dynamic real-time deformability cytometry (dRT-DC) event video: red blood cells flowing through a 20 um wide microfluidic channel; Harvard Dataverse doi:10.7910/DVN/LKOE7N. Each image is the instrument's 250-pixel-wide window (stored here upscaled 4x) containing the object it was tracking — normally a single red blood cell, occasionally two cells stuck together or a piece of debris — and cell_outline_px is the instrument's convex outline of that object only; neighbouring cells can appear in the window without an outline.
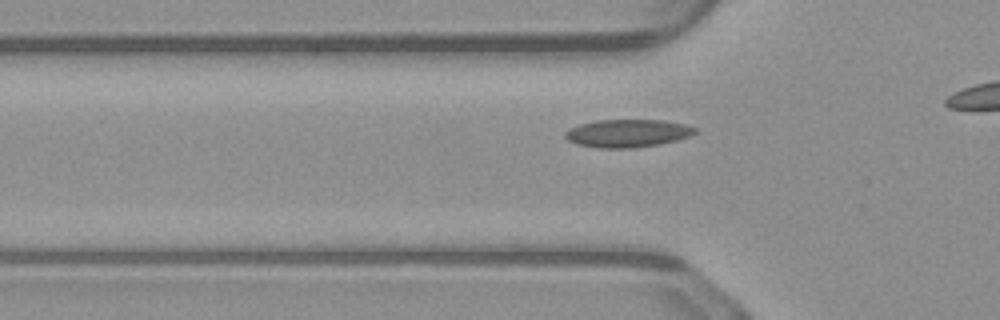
{"species": "common noctule bat (a hibernating species)", "species_latin": "Nyctalus noctula", "temperature_condition": "warm", "stored_images_in_passage": 32, "camera_frame_rate_fps": 3000, "um_per_image_px": 0.085, "animal": {"sex": "male", "body_mass_g": 23.1, "forearm_length_mm": 52.7}, "frame": {"image": 1, "passage_image": 8, "time_ms": 2.333, "image_size_px": [1000, 320], "cell_outline_px": [[696, 132], [688, 136], [676, 140], [660, 144], [636, 148], [596, 148], [576, 144], [568, 140], [564, 136], [564, 132], [568, 128], [580, 124], [596, 120], [664, 120], [688, 124], [696, 128]], "centroid_in_image_um": [53.32, 11.33], "position_along_channel_um": 72.5, "area_um2": 21.33}}
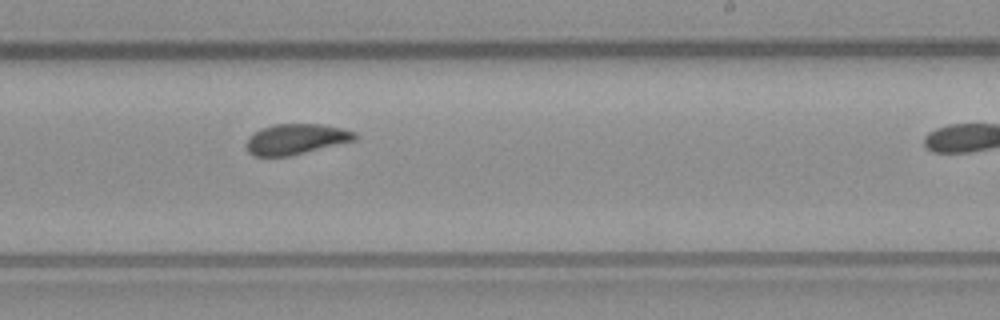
{"frame": {"image": 2, "passage_image": 22, "time_ms": 7.0, "image_size_px": [1000, 320], "cell_outline_px": [[356, 140], [288, 156], [252, 156], [248, 152], [244, 144], [248, 136], [260, 128], [276, 124], [324, 124], [356, 132]], "centroid_in_image_um": [25.1, 11.82], "position_along_channel_um": 263.9, "area_um2": 19.36}}
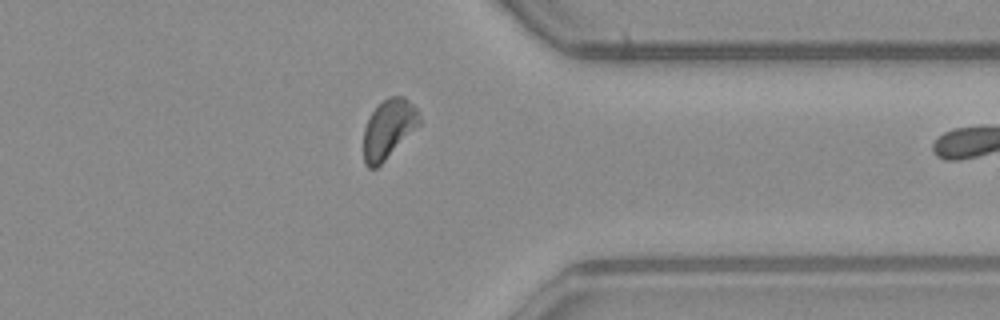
{"frame": {"image": 3, "passage_image": 31, "time_ms": 10.0, "image_size_px": [1000, 320], "cell_outline_px": [[420, 124], [376, 168], [368, 168], [364, 164], [364, 128], [372, 112], [388, 96], [404, 96], [416, 108], [420, 116]], "centroid_in_image_um": [33.02, 10.95], "position_along_channel_um": 378.4, "area_um2": 18.79}}